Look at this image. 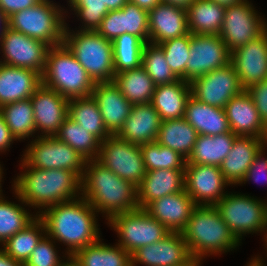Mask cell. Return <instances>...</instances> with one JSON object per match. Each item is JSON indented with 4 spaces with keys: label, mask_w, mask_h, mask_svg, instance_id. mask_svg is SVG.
Listing matches in <instances>:
<instances>
[{
    "label": "cell",
    "mask_w": 267,
    "mask_h": 266,
    "mask_svg": "<svg viewBox=\"0 0 267 266\" xmlns=\"http://www.w3.org/2000/svg\"><path fill=\"white\" fill-rule=\"evenodd\" d=\"M190 95V82L179 79L172 84L157 85L151 104L159 113L161 121L178 119L184 117Z\"/></svg>",
    "instance_id": "f1b7e54d"
},
{
    "label": "cell",
    "mask_w": 267,
    "mask_h": 266,
    "mask_svg": "<svg viewBox=\"0 0 267 266\" xmlns=\"http://www.w3.org/2000/svg\"><path fill=\"white\" fill-rule=\"evenodd\" d=\"M45 234V223L39 216H37L23 230L15 233L0 247H3L6 254L13 260L24 265L29 259L33 249Z\"/></svg>",
    "instance_id": "8d00e7d4"
},
{
    "label": "cell",
    "mask_w": 267,
    "mask_h": 266,
    "mask_svg": "<svg viewBox=\"0 0 267 266\" xmlns=\"http://www.w3.org/2000/svg\"><path fill=\"white\" fill-rule=\"evenodd\" d=\"M149 42L160 44L189 33L185 9L160 2L150 11Z\"/></svg>",
    "instance_id": "603a6c76"
},
{
    "label": "cell",
    "mask_w": 267,
    "mask_h": 266,
    "mask_svg": "<svg viewBox=\"0 0 267 266\" xmlns=\"http://www.w3.org/2000/svg\"><path fill=\"white\" fill-rule=\"evenodd\" d=\"M42 0H0V8L7 17L13 13L36 6Z\"/></svg>",
    "instance_id": "f907efd6"
},
{
    "label": "cell",
    "mask_w": 267,
    "mask_h": 266,
    "mask_svg": "<svg viewBox=\"0 0 267 266\" xmlns=\"http://www.w3.org/2000/svg\"><path fill=\"white\" fill-rule=\"evenodd\" d=\"M265 244H264V246L266 247V252H267V240L264 242ZM266 255H267V253H266Z\"/></svg>",
    "instance_id": "03108f58"
},
{
    "label": "cell",
    "mask_w": 267,
    "mask_h": 266,
    "mask_svg": "<svg viewBox=\"0 0 267 266\" xmlns=\"http://www.w3.org/2000/svg\"><path fill=\"white\" fill-rule=\"evenodd\" d=\"M186 81L203 76L230 63L231 52L219 35L191 34Z\"/></svg>",
    "instance_id": "9a60e30c"
},
{
    "label": "cell",
    "mask_w": 267,
    "mask_h": 266,
    "mask_svg": "<svg viewBox=\"0 0 267 266\" xmlns=\"http://www.w3.org/2000/svg\"><path fill=\"white\" fill-rule=\"evenodd\" d=\"M41 84L38 72L0 63V108L30 98Z\"/></svg>",
    "instance_id": "484cf974"
},
{
    "label": "cell",
    "mask_w": 267,
    "mask_h": 266,
    "mask_svg": "<svg viewBox=\"0 0 267 266\" xmlns=\"http://www.w3.org/2000/svg\"><path fill=\"white\" fill-rule=\"evenodd\" d=\"M1 163V162H0ZM4 169H3V167H2V165L0 164V194H2L3 193V190L1 189L2 188V182H3V180H2V178H3V174H5V173H3L4 171H3Z\"/></svg>",
    "instance_id": "be15d7a7"
},
{
    "label": "cell",
    "mask_w": 267,
    "mask_h": 266,
    "mask_svg": "<svg viewBox=\"0 0 267 266\" xmlns=\"http://www.w3.org/2000/svg\"><path fill=\"white\" fill-rule=\"evenodd\" d=\"M198 133L184 117L161 121L157 142L178 152L186 160L192 153Z\"/></svg>",
    "instance_id": "1f68e13d"
},
{
    "label": "cell",
    "mask_w": 267,
    "mask_h": 266,
    "mask_svg": "<svg viewBox=\"0 0 267 266\" xmlns=\"http://www.w3.org/2000/svg\"><path fill=\"white\" fill-rule=\"evenodd\" d=\"M58 251L56 242L45 234L23 266H59L64 260Z\"/></svg>",
    "instance_id": "bcb514c9"
},
{
    "label": "cell",
    "mask_w": 267,
    "mask_h": 266,
    "mask_svg": "<svg viewBox=\"0 0 267 266\" xmlns=\"http://www.w3.org/2000/svg\"><path fill=\"white\" fill-rule=\"evenodd\" d=\"M129 0H103V6H106L108 11L122 9Z\"/></svg>",
    "instance_id": "f5cc1de1"
},
{
    "label": "cell",
    "mask_w": 267,
    "mask_h": 266,
    "mask_svg": "<svg viewBox=\"0 0 267 266\" xmlns=\"http://www.w3.org/2000/svg\"><path fill=\"white\" fill-rule=\"evenodd\" d=\"M247 266H266L265 260L260 255L251 257L250 261L247 262Z\"/></svg>",
    "instance_id": "680465c9"
},
{
    "label": "cell",
    "mask_w": 267,
    "mask_h": 266,
    "mask_svg": "<svg viewBox=\"0 0 267 266\" xmlns=\"http://www.w3.org/2000/svg\"><path fill=\"white\" fill-rule=\"evenodd\" d=\"M129 1L147 11H150L152 8H154L156 5L162 2V0H129Z\"/></svg>",
    "instance_id": "11a10c76"
},
{
    "label": "cell",
    "mask_w": 267,
    "mask_h": 266,
    "mask_svg": "<svg viewBox=\"0 0 267 266\" xmlns=\"http://www.w3.org/2000/svg\"><path fill=\"white\" fill-rule=\"evenodd\" d=\"M0 49V53H3L1 64L32 69L43 75L49 49L46 43L8 27L0 38Z\"/></svg>",
    "instance_id": "4fadbf2b"
},
{
    "label": "cell",
    "mask_w": 267,
    "mask_h": 266,
    "mask_svg": "<svg viewBox=\"0 0 267 266\" xmlns=\"http://www.w3.org/2000/svg\"><path fill=\"white\" fill-rule=\"evenodd\" d=\"M256 10L249 0L226 7L219 36L230 52L254 40L267 29V20Z\"/></svg>",
    "instance_id": "7c38bea8"
},
{
    "label": "cell",
    "mask_w": 267,
    "mask_h": 266,
    "mask_svg": "<svg viewBox=\"0 0 267 266\" xmlns=\"http://www.w3.org/2000/svg\"><path fill=\"white\" fill-rule=\"evenodd\" d=\"M91 95L98 104L108 132L117 135L129 117L133 104L123 96L114 81L96 82Z\"/></svg>",
    "instance_id": "ffe728a7"
},
{
    "label": "cell",
    "mask_w": 267,
    "mask_h": 266,
    "mask_svg": "<svg viewBox=\"0 0 267 266\" xmlns=\"http://www.w3.org/2000/svg\"><path fill=\"white\" fill-rule=\"evenodd\" d=\"M14 141L17 140L12 135L9 127L4 121L2 113L0 112V154L9 151V148Z\"/></svg>",
    "instance_id": "816d5d0a"
},
{
    "label": "cell",
    "mask_w": 267,
    "mask_h": 266,
    "mask_svg": "<svg viewBox=\"0 0 267 266\" xmlns=\"http://www.w3.org/2000/svg\"><path fill=\"white\" fill-rule=\"evenodd\" d=\"M230 131L236 136H251L267 140V126L244 90L233 97L224 108Z\"/></svg>",
    "instance_id": "44dd1931"
},
{
    "label": "cell",
    "mask_w": 267,
    "mask_h": 266,
    "mask_svg": "<svg viewBox=\"0 0 267 266\" xmlns=\"http://www.w3.org/2000/svg\"><path fill=\"white\" fill-rule=\"evenodd\" d=\"M4 121L18 141L32 140L36 135L34 111L30 98L3 105L0 108ZM35 134V135H34Z\"/></svg>",
    "instance_id": "74e56055"
},
{
    "label": "cell",
    "mask_w": 267,
    "mask_h": 266,
    "mask_svg": "<svg viewBox=\"0 0 267 266\" xmlns=\"http://www.w3.org/2000/svg\"><path fill=\"white\" fill-rule=\"evenodd\" d=\"M8 28V17L4 14L0 8V38L2 37L5 30Z\"/></svg>",
    "instance_id": "6f0895ef"
},
{
    "label": "cell",
    "mask_w": 267,
    "mask_h": 266,
    "mask_svg": "<svg viewBox=\"0 0 267 266\" xmlns=\"http://www.w3.org/2000/svg\"><path fill=\"white\" fill-rule=\"evenodd\" d=\"M112 45L115 74L141 66L145 42L140 37L124 33L116 37Z\"/></svg>",
    "instance_id": "ab89813d"
},
{
    "label": "cell",
    "mask_w": 267,
    "mask_h": 266,
    "mask_svg": "<svg viewBox=\"0 0 267 266\" xmlns=\"http://www.w3.org/2000/svg\"><path fill=\"white\" fill-rule=\"evenodd\" d=\"M185 170L156 169L146 171L137 186L138 207L144 209L149 203L166 195L185 189Z\"/></svg>",
    "instance_id": "cb8c5ba5"
},
{
    "label": "cell",
    "mask_w": 267,
    "mask_h": 266,
    "mask_svg": "<svg viewBox=\"0 0 267 266\" xmlns=\"http://www.w3.org/2000/svg\"><path fill=\"white\" fill-rule=\"evenodd\" d=\"M234 66L244 89L267 79V29L252 41L231 52Z\"/></svg>",
    "instance_id": "ac0fdd59"
},
{
    "label": "cell",
    "mask_w": 267,
    "mask_h": 266,
    "mask_svg": "<svg viewBox=\"0 0 267 266\" xmlns=\"http://www.w3.org/2000/svg\"><path fill=\"white\" fill-rule=\"evenodd\" d=\"M20 174L12 188L38 216L48 207L81 197V178L66 169L43 170L29 166L22 158Z\"/></svg>",
    "instance_id": "7a4b0ae2"
},
{
    "label": "cell",
    "mask_w": 267,
    "mask_h": 266,
    "mask_svg": "<svg viewBox=\"0 0 267 266\" xmlns=\"http://www.w3.org/2000/svg\"><path fill=\"white\" fill-rule=\"evenodd\" d=\"M55 137L64 143H67L86 160H94L98 158L100 141L69 117L64 120Z\"/></svg>",
    "instance_id": "f35d334b"
},
{
    "label": "cell",
    "mask_w": 267,
    "mask_h": 266,
    "mask_svg": "<svg viewBox=\"0 0 267 266\" xmlns=\"http://www.w3.org/2000/svg\"><path fill=\"white\" fill-rule=\"evenodd\" d=\"M202 262L203 260L191 256L186 262L177 266H202Z\"/></svg>",
    "instance_id": "94428289"
},
{
    "label": "cell",
    "mask_w": 267,
    "mask_h": 266,
    "mask_svg": "<svg viewBox=\"0 0 267 266\" xmlns=\"http://www.w3.org/2000/svg\"><path fill=\"white\" fill-rule=\"evenodd\" d=\"M41 77L44 86L69 100L90 96L95 85L64 43L49 47L45 70Z\"/></svg>",
    "instance_id": "5b68a950"
},
{
    "label": "cell",
    "mask_w": 267,
    "mask_h": 266,
    "mask_svg": "<svg viewBox=\"0 0 267 266\" xmlns=\"http://www.w3.org/2000/svg\"><path fill=\"white\" fill-rule=\"evenodd\" d=\"M196 206L193 199L184 189L181 192L154 200L144 210L170 232L181 233Z\"/></svg>",
    "instance_id": "7402d4cb"
},
{
    "label": "cell",
    "mask_w": 267,
    "mask_h": 266,
    "mask_svg": "<svg viewBox=\"0 0 267 266\" xmlns=\"http://www.w3.org/2000/svg\"><path fill=\"white\" fill-rule=\"evenodd\" d=\"M161 119L151 103L133 104L131 113L117 136L134 144L157 140Z\"/></svg>",
    "instance_id": "4316f807"
},
{
    "label": "cell",
    "mask_w": 267,
    "mask_h": 266,
    "mask_svg": "<svg viewBox=\"0 0 267 266\" xmlns=\"http://www.w3.org/2000/svg\"><path fill=\"white\" fill-rule=\"evenodd\" d=\"M122 34L128 33L140 37L145 43L149 42L148 11L130 1L120 9Z\"/></svg>",
    "instance_id": "ee69618b"
},
{
    "label": "cell",
    "mask_w": 267,
    "mask_h": 266,
    "mask_svg": "<svg viewBox=\"0 0 267 266\" xmlns=\"http://www.w3.org/2000/svg\"><path fill=\"white\" fill-rule=\"evenodd\" d=\"M81 197L108 221L114 215L138 209L137 187L118 177L96 159L87 160L81 177ZM106 214V215H105Z\"/></svg>",
    "instance_id": "3957f363"
},
{
    "label": "cell",
    "mask_w": 267,
    "mask_h": 266,
    "mask_svg": "<svg viewBox=\"0 0 267 266\" xmlns=\"http://www.w3.org/2000/svg\"><path fill=\"white\" fill-rule=\"evenodd\" d=\"M61 257L64 258V261L59 266H80L73 256H67L64 253Z\"/></svg>",
    "instance_id": "91938a15"
},
{
    "label": "cell",
    "mask_w": 267,
    "mask_h": 266,
    "mask_svg": "<svg viewBox=\"0 0 267 266\" xmlns=\"http://www.w3.org/2000/svg\"><path fill=\"white\" fill-rule=\"evenodd\" d=\"M68 117L93 134L100 142L111 136L104 125L102 114L92 95L70 99Z\"/></svg>",
    "instance_id": "836d02e7"
},
{
    "label": "cell",
    "mask_w": 267,
    "mask_h": 266,
    "mask_svg": "<svg viewBox=\"0 0 267 266\" xmlns=\"http://www.w3.org/2000/svg\"><path fill=\"white\" fill-rule=\"evenodd\" d=\"M172 72L186 81V64L190 53V32L182 37L167 40L158 44Z\"/></svg>",
    "instance_id": "7bdbcfd3"
},
{
    "label": "cell",
    "mask_w": 267,
    "mask_h": 266,
    "mask_svg": "<svg viewBox=\"0 0 267 266\" xmlns=\"http://www.w3.org/2000/svg\"><path fill=\"white\" fill-rule=\"evenodd\" d=\"M218 5L224 6V7H228L231 6L233 4H238L240 2H242L243 0H210Z\"/></svg>",
    "instance_id": "6125c7cd"
},
{
    "label": "cell",
    "mask_w": 267,
    "mask_h": 266,
    "mask_svg": "<svg viewBox=\"0 0 267 266\" xmlns=\"http://www.w3.org/2000/svg\"><path fill=\"white\" fill-rule=\"evenodd\" d=\"M185 191L196 205L215 206L228 193L230 184L220 167L215 165H185Z\"/></svg>",
    "instance_id": "2e32d148"
},
{
    "label": "cell",
    "mask_w": 267,
    "mask_h": 266,
    "mask_svg": "<svg viewBox=\"0 0 267 266\" xmlns=\"http://www.w3.org/2000/svg\"><path fill=\"white\" fill-rule=\"evenodd\" d=\"M184 119L195 128L198 135L214 136L230 132L223 108L205 104L192 95L186 102Z\"/></svg>",
    "instance_id": "83f0119b"
},
{
    "label": "cell",
    "mask_w": 267,
    "mask_h": 266,
    "mask_svg": "<svg viewBox=\"0 0 267 266\" xmlns=\"http://www.w3.org/2000/svg\"><path fill=\"white\" fill-rule=\"evenodd\" d=\"M225 9L210 0H195L186 9L188 31L191 34L219 35Z\"/></svg>",
    "instance_id": "f546056e"
},
{
    "label": "cell",
    "mask_w": 267,
    "mask_h": 266,
    "mask_svg": "<svg viewBox=\"0 0 267 266\" xmlns=\"http://www.w3.org/2000/svg\"><path fill=\"white\" fill-rule=\"evenodd\" d=\"M30 100L34 111L36 132L38 131L37 137L55 136L68 117L69 99L41 84Z\"/></svg>",
    "instance_id": "e0dca14e"
},
{
    "label": "cell",
    "mask_w": 267,
    "mask_h": 266,
    "mask_svg": "<svg viewBox=\"0 0 267 266\" xmlns=\"http://www.w3.org/2000/svg\"><path fill=\"white\" fill-rule=\"evenodd\" d=\"M181 233L190 255L201 260L234 251L241 245L215 206L197 205Z\"/></svg>",
    "instance_id": "277c9868"
},
{
    "label": "cell",
    "mask_w": 267,
    "mask_h": 266,
    "mask_svg": "<svg viewBox=\"0 0 267 266\" xmlns=\"http://www.w3.org/2000/svg\"><path fill=\"white\" fill-rule=\"evenodd\" d=\"M146 171L156 169L185 170L186 159L157 141L140 145Z\"/></svg>",
    "instance_id": "b9f144b4"
},
{
    "label": "cell",
    "mask_w": 267,
    "mask_h": 266,
    "mask_svg": "<svg viewBox=\"0 0 267 266\" xmlns=\"http://www.w3.org/2000/svg\"><path fill=\"white\" fill-rule=\"evenodd\" d=\"M190 87L194 98L223 109L233 97L245 90L231 63L192 80Z\"/></svg>",
    "instance_id": "5bb4252c"
},
{
    "label": "cell",
    "mask_w": 267,
    "mask_h": 266,
    "mask_svg": "<svg viewBox=\"0 0 267 266\" xmlns=\"http://www.w3.org/2000/svg\"><path fill=\"white\" fill-rule=\"evenodd\" d=\"M82 26L80 31H97L103 18L109 12L106 6H103V0H80L71 10Z\"/></svg>",
    "instance_id": "f6af8a7d"
},
{
    "label": "cell",
    "mask_w": 267,
    "mask_h": 266,
    "mask_svg": "<svg viewBox=\"0 0 267 266\" xmlns=\"http://www.w3.org/2000/svg\"><path fill=\"white\" fill-rule=\"evenodd\" d=\"M215 207L240 242L246 234L254 233H263L262 241L267 240V200L229 191Z\"/></svg>",
    "instance_id": "ba28073f"
},
{
    "label": "cell",
    "mask_w": 267,
    "mask_h": 266,
    "mask_svg": "<svg viewBox=\"0 0 267 266\" xmlns=\"http://www.w3.org/2000/svg\"><path fill=\"white\" fill-rule=\"evenodd\" d=\"M100 238L78 250L73 257L80 266H132L131 254L120 245H108Z\"/></svg>",
    "instance_id": "d6a6232c"
},
{
    "label": "cell",
    "mask_w": 267,
    "mask_h": 266,
    "mask_svg": "<svg viewBox=\"0 0 267 266\" xmlns=\"http://www.w3.org/2000/svg\"><path fill=\"white\" fill-rule=\"evenodd\" d=\"M190 257L182 233L177 232H170L159 242L142 246L131 254L132 266H177Z\"/></svg>",
    "instance_id": "d6986e66"
},
{
    "label": "cell",
    "mask_w": 267,
    "mask_h": 266,
    "mask_svg": "<svg viewBox=\"0 0 267 266\" xmlns=\"http://www.w3.org/2000/svg\"><path fill=\"white\" fill-rule=\"evenodd\" d=\"M80 0H67L69 9H72Z\"/></svg>",
    "instance_id": "e7e4bbea"
},
{
    "label": "cell",
    "mask_w": 267,
    "mask_h": 266,
    "mask_svg": "<svg viewBox=\"0 0 267 266\" xmlns=\"http://www.w3.org/2000/svg\"><path fill=\"white\" fill-rule=\"evenodd\" d=\"M195 0H162V2L167 3L172 6L187 9Z\"/></svg>",
    "instance_id": "9f6ffc18"
},
{
    "label": "cell",
    "mask_w": 267,
    "mask_h": 266,
    "mask_svg": "<svg viewBox=\"0 0 267 266\" xmlns=\"http://www.w3.org/2000/svg\"><path fill=\"white\" fill-rule=\"evenodd\" d=\"M236 137L231 131L214 136L198 135L192 153L186 162L220 166L230 153Z\"/></svg>",
    "instance_id": "4dcf8cb0"
},
{
    "label": "cell",
    "mask_w": 267,
    "mask_h": 266,
    "mask_svg": "<svg viewBox=\"0 0 267 266\" xmlns=\"http://www.w3.org/2000/svg\"><path fill=\"white\" fill-rule=\"evenodd\" d=\"M267 145L264 146L258 154L255 156V159L251 163L246 175L242 179L239 185L246 184L247 182L255 181V183L259 182L261 177L267 182V156L265 155V150H267ZM266 148V149H265ZM265 182V183H266ZM267 184V183H266Z\"/></svg>",
    "instance_id": "681fc988"
},
{
    "label": "cell",
    "mask_w": 267,
    "mask_h": 266,
    "mask_svg": "<svg viewBox=\"0 0 267 266\" xmlns=\"http://www.w3.org/2000/svg\"><path fill=\"white\" fill-rule=\"evenodd\" d=\"M12 190L14 191L15 199H18L17 201L20 202L19 204L8 201L3 196V193L0 194V245L15 233L23 230L38 216L37 214L30 213L28 205L13 188Z\"/></svg>",
    "instance_id": "d590c367"
},
{
    "label": "cell",
    "mask_w": 267,
    "mask_h": 266,
    "mask_svg": "<svg viewBox=\"0 0 267 266\" xmlns=\"http://www.w3.org/2000/svg\"><path fill=\"white\" fill-rule=\"evenodd\" d=\"M267 145V140L251 136H237L230 153L222 161L220 170L232 186L239 185L258 152Z\"/></svg>",
    "instance_id": "d4e9b609"
},
{
    "label": "cell",
    "mask_w": 267,
    "mask_h": 266,
    "mask_svg": "<svg viewBox=\"0 0 267 266\" xmlns=\"http://www.w3.org/2000/svg\"><path fill=\"white\" fill-rule=\"evenodd\" d=\"M97 32L107 40L113 41L116 37L122 35V23L120 9L109 11L103 18Z\"/></svg>",
    "instance_id": "7dc6e473"
},
{
    "label": "cell",
    "mask_w": 267,
    "mask_h": 266,
    "mask_svg": "<svg viewBox=\"0 0 267 266\" xmlns=\"http://www.w3.org/2000/svg\"><path fill=\"white\" fill-rule=\"evenodd\" d=\"M52 0H42L36 6L13 13L8 17V27L14 31L42 41L49 47L64 41L69 12Z\"/></svg>",
    "instance_id": "8992f818"
},
{
    "label": "cell",
    "mask_w": 267,
    "mask_h": 266,
    "mask_svg": "<svg viewBox=\"0 0 267 266\" xmlns=\"http://www.w3.org/2000/svg\"><path fill=\"white\" fill-rule=\"evenodd\" d=\"M0 266H23L22 263L13 260L9 255L6 254V252L3 250V248H0Z\"/></svg>",
    "instance_id": "db71d44e"
},
{
    "label": "cell",
    "mask_w": 267,
    "mask_h": 266,
    "mask_svg": "<svg viewBox=\"0 0 267 266\" xmlns=\"http://www.w3.org/2000/svg\"><path fill=\"white\" fill-rule=\"evenodd\" d=\"M119 238L116 244L132 254L138 248L159 242L170 231L144 209L119 213L107 222Z\"/></svg>",
    "instance_id": "9c48e42d"
},
{
    "label": "cell",
    "mask_w": 267,
    "mask_h": 266,
    "mask_svg": "<svg viewBox=\"0 0 267 266\" xmlns=\"http://www.w3.org/2000/svg\"><path fill=\"white\" fill-rule=\"evenodd\" d=\"M39 217L45 223L46 234L66 245L67 256L101 238L98 212L83 197L50 206Z\"/></svg>",
    "instance_id": "6da1fadb"
},
{
    "label": "cell",
    "mask_w": 267,
    "mask_h": 266,
    "mask_svg": "<svg viewBox=\"0 0 267 266\" xmlns=\"http://www.w3.org/2000/svg\"><path fill=\"white\" fill-rule=\"evenodd\" d=\"M96 160L118 177L130 181L136 187L146 175L140 145L122 140L117 135H111L100 142Z\"/></svg>",
    "instance_id": "8fae6325"
},
{
    "label": "cell",
    "mask_w": 267,
    "mask_h": 266,
    "mask_svg": "<svg viewBox=\"0 0 267 266\" xmlns=\"http://www.w3.org/2000/svg\"><path fill=\"white\" fill-rule=\"evenodd\" d=\"M245 90L253 100L263 123L267 126V79L250 85Z\"/></svg>",
    "instance_id": "c3c4849f"
},
{
    "label": "cell",
    "mask_w": 267,
    "mask_h": 266,
    "mask_svg": "<svg viewBox=\"0 0 267 266\" xmlns=\"http://www.w3.org/2000/svg\"><path fill=\"white\" fill-rule=\"evenodd\" d=\"M113 81L131 104L151 103L156 85L142 66L115 74Z\"/></svg>",
    "instance_id": "e575fe53"
},
{
    "label": "cell",
    "mask_w": 267,
    "mask_h": 266,
    "mask_svg": "<svg viewBox=\"0 0 267 266\" xmlns=\"http://www.w3.org/2000/svg\"><path fill=\"white\" fill-rule=\"evenodd\" d=\"M22 159L31 167L43 170L66 169L83 175L87 160L55 136L36 137L26 145Z\"/></svg>",
    "instance_id": "30bf717a"
},
{
    "label": "cell",
    "mask_w": 267,
    "mask_h": 266,
    "mask_svg": "<svg viewBox=\"0 0 267 266\" xmlns=\"http://www.w3.org/2000/svg\"><path fill=\"white\" fill-rule=\"evenodd\" d=\"M66 25L63 43L96 82H112L115 77L112 41L97 31L72 30Z\"/></svg>",
    "instance_id": "52a82bcc"
},
{
    "label": "cell",
    "mask_w": 267,
    "mask_h": 266,
    "mask_svg": "<svg viewBox=\"0 0 267 266\" xmlns=\"http://www.w3.org/2000/svg\"><path fill=\"white\" fill-rule=\"evenodd\" d=\"M141 66L156 86L172 84L179 80L172 72L164 56V51L158 44L145 43L142 51Z\"/></svg>",
    "instance_id": "60d3db41"
}]
</instances>
